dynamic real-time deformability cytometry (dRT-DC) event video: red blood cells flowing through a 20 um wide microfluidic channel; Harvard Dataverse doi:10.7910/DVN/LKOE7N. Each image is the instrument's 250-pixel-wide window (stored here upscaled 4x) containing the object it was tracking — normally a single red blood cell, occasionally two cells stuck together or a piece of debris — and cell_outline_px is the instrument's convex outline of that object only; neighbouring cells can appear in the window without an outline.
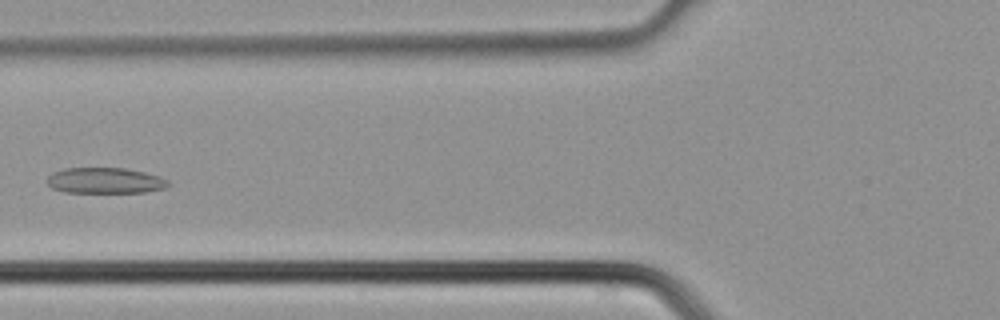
{"species": "common noctule bat (a hibernating species)", "species_latin": "Nyctalus noctula", "temperature_condition": "cold", "stored_images_in_passage": 4, "camera_frame_rate_fps": 3000, "um_per_image_px": 0.085, "animal": {"sex": "male", "body_mass_g": 21.5, "forearm_length_mm": 52.0}, "frame": {"image": 1, "passage_image": 4, "time_ms": 1.0, "image_size_px": [1000, 320], "cell_outline_px": [[172, 184], [164, 188], [144, 192], [64, 192], [52, 188], [48, 184], [48, 176], [52, 172], [64, 168], [124, 168], [144, 172], [160, 176], [168, 180]], "centroid_in_image_um": [8.94, 15.34], "position_along_channel_um": 116.9, "area_um2": 18.21}}